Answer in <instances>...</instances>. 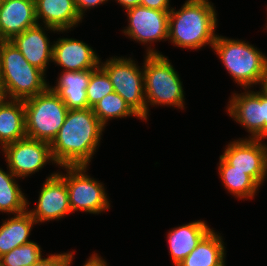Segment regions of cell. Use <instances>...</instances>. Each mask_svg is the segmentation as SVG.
I'll list each match as a JSON object with an SVG mask.
<instances>
[{"label":"cell","instance_id":"cell-1","mask_svg":"<svg viewBox=\"0 0 267 266\" xmlns=\"http://www.w3.org/2000/svg\"><path fill=\"white\" fill-rule=\"evenodd\" d=\"M105 126L92 108L68 110L65 122L50 144L59 166H88L100 143Z\"/></svg>","mask_w":267,"mask_h":266},{"label":"cell","instance_id":"cell-2","mask_svg":"<svg viewBox=\"0 0 267 266\" xmlns=\"http://www.w3.org/2000/svg\"><path fill=\"white\" fill-rule=\"evenodd\" d=\"M217 13L208 0H187L179 11L169 12L168 38L175 46L200 49L213 46Z\"/></svg>","mask_w":267,"mask_h":266},{"label":"cell","instance_id":"cell-3","mask_svg":"<svg viewBox=\"0 0 267 266\" xmlns=\"http://www.w3.org/2000/svg\"><path fill=\"white\" fill-rule=\"evenodd\" d=\"M44 75L10 41H0V85L6 99L25 100L44 92L49 87Z\"/></svg>","mask_w":267,"mask_h":266},{"label":"cell","instance_id":"cell-4","mask_svg":"<svg viewBox=\"0 0 267 266\" xmlns=\"http://www.w3.org/2000/svg\"><path fill=\"white\" fill-rule=\"evenodd\" d=\"M246 41L217 35L212 46L234 81L245 88L261 84L267 73V57Z\"/></svg>","mask_w":267,"mask_h":266},{"label":"cell","instance_id":"cell-5","mask_svg":"<svg viewBox=\"0 0 267 266\" xmlns=\"http://www.w3.org/2000/svg\"><path fill=\"white\" fill-rule=\"evenodd\" d=\"M144 61V86L146 101V120L148 103L150 105H170L184 109V93L182 82L177 71L167 57L154 49L146 51Z\"/></svg>","mask_w":267,"mask_h":266},{"label":"cell","instance_id":"cell-6","mask_svg":"<svg viewBox=\"0 0 267 266\" xmlns=\"http://www.w3.org/2000/svg\"><path fill=\"white\" fill-rule=\"evenodd\" d=\"M23 102L26 137L51 144L65 122L67 106L49 87Z\"/></svg>","mask_w":267,"mask_h":266},{"label":"cell","instance_id":"cell-7","mask_svg":"<svg viewBox=\"0 0 267 266\" xmlns=\"http://www.w3.org/2000/svg\"><path fill=\"white\" fill-rule=\"evenodd\" d=\"M99 66L107 73L114 91L119 94L132 110L146 120L144 72L131 58L112 57ZM142 70V71H141Z\"/></svg>","mask_w":267,"mask_h":266},{"label":"cell","instance_id":"cell-8","mask_svg":"<svg viewBox=\"0 0 267 266\" xmlns=\"http://www.w3.org/2000/svg\"><path fill=\"white\" fill-rule=\"evenodd\" d=\"M67 174H58L66 181L71 211L81 210L99 214L110 208L102 183L94 180L85 172L87 166H62Z\"/></svg>","mask_w":267,"mask_h":266},{"label":"cell","instance_id":"cell-9","mask_svg":"<svg viewBox=\"0 0 267 266\" xmlns=\"http://www.w3.org/2000/svg\"><path fill=\"white\" fill-rule=\"evenodd\" d=\"M228 104L229 116L251 134L249 139L267 137V95L262 91L233 94Z\"/></svg>","mask_w":267,"mask_h":266},{"label":"cell","instance_id":"cell-10","mask_svg":"<svg viewBox=\"0 0 267 266\" xmlns=\"http://www.w3.org/2000/svg\"><path fill=\"white\" fill-rule=\"evenodd\" d=\"M2 150L9 170L17 178L39 171L49 160L54 162L50 143L28 137L9 143Z\"/></svg>","mask_w":267,"mask_h":266},{"label":"cell","instance_id":"cell-11","mask_svg":"<svg viewBox=\"0 0 267 266\" xmlns=\"http://www.w3.org/2000/svg\"><path fill=\"white\" fill-rule=\"evenodd\" d=\"M262 139H238L230 142L220 155L233 169L244 171L259 185L267 176V145Z\"/></svg>","mask_w":267,"mask_h":266},{"label":"cell","instance_id":"cell-12","mask_svg":"<svg viewBox=\"0 0 267 266\" xmlns=\"http://www.w3.org/2000/svg\"><path fill=\"white\" fill-rule=\"evenodd\" d=\"M129 25L124 33L143 44L168 40L170 11L155 10L141 5L126 10Z\"/></svg>","mask_w":267,"mask_h":266},{"label":"cell","instance_id":"cell-13","mask_svg":"<svg viewBox=\"0 0 267 266\" xmlns=\"http://www.w3.org/2000/svg\"><path fill=\"white\" fill-rule=\"evenodd\" d=\"M44 182L36 208L28 211L37 223L60 219L72 212L66 181L52 173Z\"/></svg>","mask_w":267,"mask_h":266},{"label":"cell","instance_id":"cell-14","mask_svg":"<svg viewBox=\"0 0 267 266\" xmlns=\"http://www.w3.org/2000/svg\"><path fill=\"white\" fill-rule=\"evenodd\" d=\"M39 24L34 0H4L0 2V41Z\"/></svg>","mask_w":267,"mask_h":266},{"label":"cell","instance_id":"cell-15","mask_svg":"<svg viewBox=\"0 0 267 266\" xmlns=\"http://www.w3.org/2000/svg\"><path fill=\"white\" fill-rule=\"evenodd\" d=\"M52 62L64 67L65 71L93 70L100 58L92 47L72 38H59L53 44Z\"/></svg>","mask_w":267,"mask_h":266},{"label":"cell","instance_id":"cell-16","mask_svg":"<svg viewBox=\"0 0 267 266\" xmlns=\"http://www.w3.org/2000/svg\"><path fill=\"white\" fill-rule=\"evenodd\" d=\"M44 28L37 24L14 36L10 42L15 45L25 59L45 73L52 60L53 45L49 44Z\"/></svg>","mask_w":267,"mask_h":266},{"label":"cell","instance_id":"cell-17","mask_svg":"<svg viewBox=\"0 0 267 266\" xmlns=\"http://www.w3.org/2000/svg\"><path fill=\"white\" fill-rule=\"evenodd\" d=\"M37 21L43 20L45 28L67 31L82 21L74 0H34Z\"/></svg>","mask_w":267,"mask_h":266},{"label":"cell","instance_id":"cell-18","mask_svg":"<svg viewBox=\"0 0 267 266\" xmlns=\"http://www.w3.org/2000/svg\"><path fill=\"white\" fill-rule=\"evenodd\" d=\"M56 86L49 88L65 103L68 110L87 109L86 88L90 81L91 70L63 71Z\"/></svg>","mask_w":267,"mask_h":266},{"label":"cell","instance_id":"cell-19","mask_svg":"<svg viewBox=\"0 0 267 266\" xmlns=\"http://www.w3.org/2000/svg\"><path fill=\"white\" fill-rule=\"evenodd\" d=\"M210 230L211 228L201 220L173 228L168 233L167 243L174 265L177 266L186 258Z\"/></svg>","mask_w":267,"mask_h":266},{"label":"cell","instance_id":"cell-20","mask_svg":"<svg viewBox=\"0 0 267 266\" xmlns=\"http://www.w3.org/2000/svg\"><path fill=\"white\" fill-rule=\"evenodd\" d=\"M5 98L0 104V145L2 148L26 137L23 100Z\"/></svg>","mask_w":267,"mask_h":266},{"label":"cell","instance_id":"cell-21","mask_svg":"<svg viewBox=\"0 0 267 266\" xmlns=\"http://www.w3.org/2000/svg\"><path fill=\"white\" fill-rule=\"evenodd\" d=\"M222 236L211 229L177 266H225Z\"/></svg>","mask_w":267,"mask_h":266},{"label":"cell","instance_id":"cell-22","mask_svg":"<svg viewBox=\"0 0 267 266\" xmlns=\"http://www.w3.org/2000/svg\"><path fill=\"white\" fill-rule=\"evenodd\" d=\"M35 223L37 222L28 212V209L4 221L0 226V256L18 246L31 242L28 237Z\"/></svg>","mask_w":267,"mask_h":266},{"label":"cell","instance_id":"cell-23","mask_svg":"<svg viewBox=\"0 0 267 266\" xmlns=\"http://www.w3.org/2000/svg\"><path fill=\"white\" fill-rule=\"evenodd\" d=\"M218 170L224 186L231 194L240 199L254 198L260 185L250 175L244 171L233 169V166L229 165L221 156Z\"/></svg>","mask_w":267,"mask_h":266},{"label":"cell","instance_id":"cell-24","mask_svg":"<svg viewBox=\"0 0 267 266\" xmlns=\"http://www.w3.org/2000/svg\"><path fill=\"white\" fill-rule=\"evenodd\" d=\"M8 172L0 168V211L18 215L25 212L29 204L16 183V176Z\"/></svg>","mask_w":267,"mask_h":266},{"label":"cell","instance_id":"cell-25","mask_svg":"<svg viewBox=\"0 0 267 266\" xmlns=\"http://www.w3.org/2000/svg\"><path fill=\"white\" fill-rule=\"evenodd\" d=\"M92 110L104 126H106L107 121L111 118L134 116L141 119L115 91L104 96L94 105Z\"/></svg>","mask_w":267,"mask_h":266},{"label":"cell","instance_id":"cell-26","mask_svg":"<svg viewBox=\"0 0 267 266\" xmlns=\"http://www.w3.org/2000/svg\"><path fill=\"white\" fill-rule=\"evenodd\" d=\"M41 257L40 246L31 241L0 256V266H30Z\"/></svg>","mask_w":267,"mask_h":266},{"label":"cell","instance_id":"cell-27","mask_svg":"<svg viewBox=\"0 0 267 266\" xmlns=\"http://www.w3.org/2000/svg\"><path fill=\"white\" fill-rule=\"evenodd\" d=\"M88 106L93 108L104 96L114 92L113 85L107 73L98 66L91 70L89 84L86 88Z\"/></svg>","mask_w":267,"mask_h":266},{"label":"cell","instance_id":"cell-28","mask_svg":"<svg viewBox=\"0 0 267 266\" xmlns=\"http://www.w3.org/2000/svg\"><path fill=\"white\" fill-rule=\"evenodd\" d=\"M73 252L52 254L47 258H40L37 262L30 266H71L73 260Z\"/></svg>","mask_w":267,"mask_h":266},{"label":"cell","instance_id":"cell-29","mask_svg":"<svg viewBox=\"0 0 267 266\" xmlns=\"http://www.w3.org/2000/svg\"><path fill=\"white\" fill-rule=\"evenodd\" d=\"M106 1L108 0H74V3L78 14L83 19L86 9H90L91 7H95Z\"/></svg>","mask_w":267,"mask_h":266},{"label":"cell","instance_id":"cell-30","mask_svg":"<svg viewBox=\"0 0 267 266\" xmlns=\"http://www.w3.org/2000/svg\"><path fill=\"white\" fill-rule=\"evenodd\" d=\"M140 5L143 7L161 10V11H170L169 0H140ZM170 8V9H169Z\"/></svg>","mask_w":267,"mask_h":266},{"label":"cell","instance_id":"cell-31","mask_svg":"<svg viewBox=\"0 0 267 266\" xmlns=\"http://www.w3.org/2000/svg\"><path fill=\"white\" fill-rule=\"evenodd\" d=\"M83 266H107V263L95 253L89 257Z\"/></svg>","mask_w":267,"mask_h":266},{"label":"cell","instance_id":"cell-32","mask_svg":"<svg viewBox=\"0 0 267 266\" xmlns=\"http://www.w3.org/2000/svg\"><path fill=\"white\" fill-rule=\"evenodd\" d=\"M117 3L121 4L124 6V8L127 10L129 8L139 6L140 5V0H116Z\"/></svg>","mask_w":267,"mask_h":266},{"label":"cell","instance_id":"cell-33","mask_svg":"<svg viewBox=\"0 0 267 266\" xmlns=\"http://www.w3.org/2000/svg\"><path fill=\"white\" fill-rule=\"evenodd\" d=\"M261 91L267 95V73L263 77V80L261 81Z\"/></svg>","mask_w":267,"mask_h":266},{"label":"cell","instance_id":"cell-34","mask_svg":"<svg viewBox=\"0 0 267 266\" xmlns=\"http://www.w3.org/2000/svg\"><path fill=\"white\" fill-rule=\"evenodd\" d=\"M5 98H6V97H5L3 88H2V86L0 85V104L3 102V100H4Z\"/></svg>","mask_w":267,"mask_h":266}]
</instances>
